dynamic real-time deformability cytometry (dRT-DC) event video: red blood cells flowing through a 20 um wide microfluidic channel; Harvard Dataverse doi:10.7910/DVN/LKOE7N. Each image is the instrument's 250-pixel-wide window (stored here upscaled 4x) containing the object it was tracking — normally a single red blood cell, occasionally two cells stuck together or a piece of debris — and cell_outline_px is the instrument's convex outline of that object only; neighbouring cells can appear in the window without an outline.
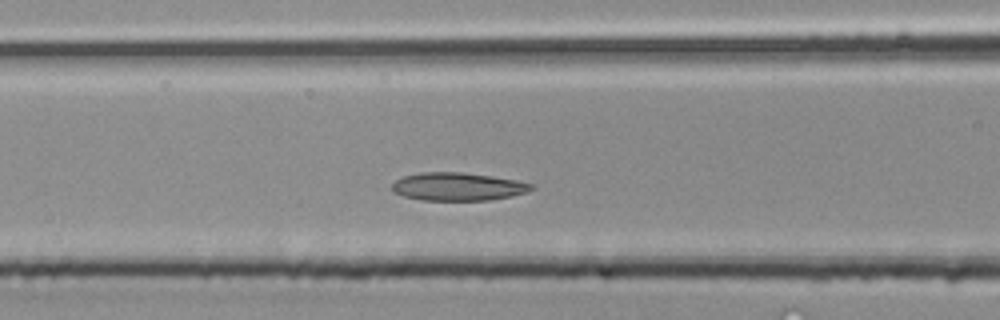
{"species": "common noctule bat (a hibernating species)", "species_latin": "Nyctalus noctula", "temperature_condition": "room temperature", "stored_images_in_passage": 37, "camera_frame_rate_fps": 3000, "um_per_image_px": 0.085, "animal": {"sex": "male", "body_mass_g": 20.4}, "frame": {"image": 1, "passage_image": 11, "time_ms": 3.333, "image_size_px": [1000, 320], "cell_outline_px": [[536, 188], [528, 192], [512, 196], [488, 200], [420, 200], [404, 196], [392, 192], [392, 184], [396, 180], [404, 176], [420, 172], [460, 172], [492, 176], [516, 180], [532, 184]], "centroid_in_image_um": [38.92, 15.86], "position_along_channel_um": 127.7, "area_um2": 22.83}}
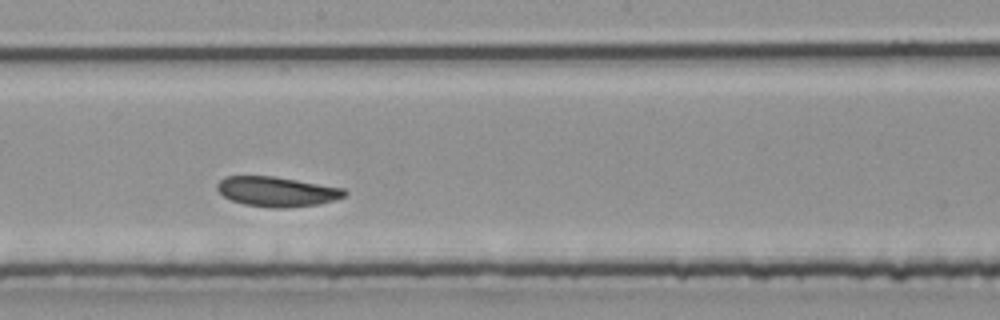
{"frame": {"image": 2, "passage_image": 17, "time_ms": 5.333, "image_size_px": [1000, 320], "cell_outline_px": [[348, 192], [344, 196], [336, 200], [320, 204], [288, 208], [268, 208], [244, 204], [232, 200], [224, 196], [216, 188], [216, 184], [224, 176], [276, 176], [344, 188]], "centroid_in_image_um": [23.56, 16.29], "position_along_channel_um": 224.6, "area_um2": 22.43}}
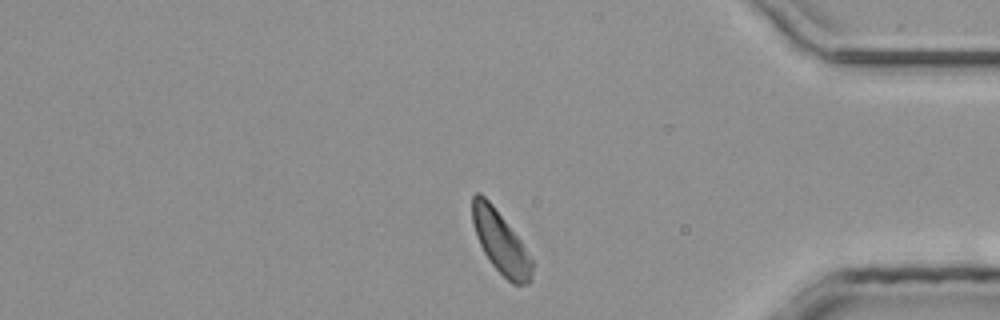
{"frame": {"image": 3, "passage_image": 29, "time_ms": 9.333, "image_size_px": [1000, 320], "cell_outline_px": [[532, 280], [528, 284], [512, 284], [492, 264], [484, 252], [476, 236], [472, 224], [472, 196], [476, 192], [480, 192], [492, 204], [520, 240], [532, 260]], "centroid_in_image_um": [42.53, 20.58], "position_along_channel_um": 392.7, "area_um2": 21.33}}